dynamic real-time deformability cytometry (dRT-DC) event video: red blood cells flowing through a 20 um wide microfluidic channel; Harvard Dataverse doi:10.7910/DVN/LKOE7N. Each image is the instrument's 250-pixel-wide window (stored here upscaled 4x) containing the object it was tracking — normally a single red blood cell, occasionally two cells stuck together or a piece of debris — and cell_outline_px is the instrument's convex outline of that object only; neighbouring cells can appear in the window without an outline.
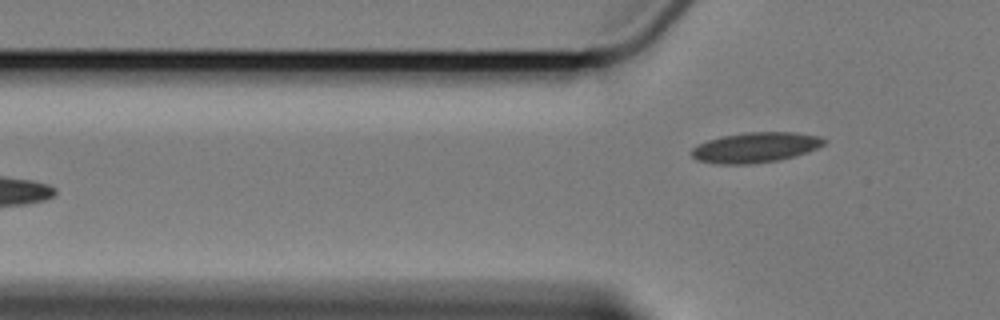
{"species": "Egyptian fruit bat (a non-hibernating species)", "species_latin": "Rousettus aegyptiacus", "temperature_condition": "cold", "stored_images_in_passage": 6, "camera_frame_rate_fps": 3000, "um_per_image_px": 0.085, "animal": {"sex": "female"}, "frame": {"image": 1, "passage_image": 6, "time_ms": 6.667, "image_size_px": [1000, 320], "cell_outline_px": [[828, 140], [824, 144], [808, 152], [796, 156], [780, 160], [752, 164], [716, 164], [696, 160], [692, 156], [692, 148], [696, 144], [720, 136], [744, 132], [796, 132], [820, 136]], "centroid_in_image_um": [64.21, 12.53], "position_along_channel_um": 61.6, "area_um2": 23.7}}